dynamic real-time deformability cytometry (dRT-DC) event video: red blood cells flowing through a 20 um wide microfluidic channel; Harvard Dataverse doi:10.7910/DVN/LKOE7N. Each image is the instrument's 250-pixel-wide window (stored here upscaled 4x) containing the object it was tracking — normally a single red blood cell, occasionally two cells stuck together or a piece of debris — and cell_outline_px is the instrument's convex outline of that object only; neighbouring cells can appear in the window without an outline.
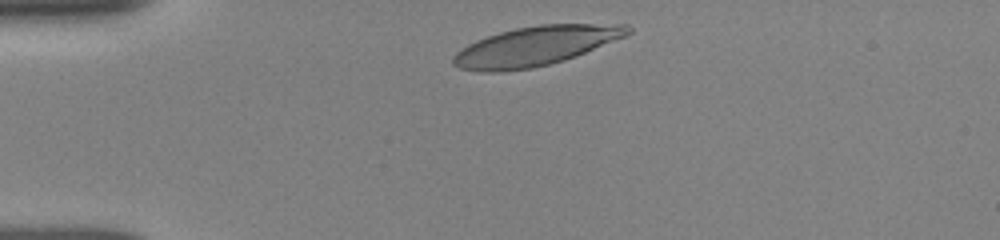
{"species": "human", "species_latin": "Homo sapiens", "temperature_condition": "room temperature", "stored_images_in_passage": 4, "camera_frame_rate_fps": 3000, "um_per_image_px": 0.085, "donor": {"sex": "female"}, "frame": {"image": 1, "passage_image": 1, "time_ms": 0.0, "image_size_px": [1000, 240], "cell_outline_px": [[632, 32], [624, 36], [576, 56], [564, 60], [532, 68], [500, 72], [480, 72], [460, 68], [452, 64], [452, 56], [460, 48], [476, 40], [500, 32], [516, 28], [540, 24], [628, 24], [632, 28]], "centroid_in_image_um": [45.48, 3.92], "position_along_channel_um": 39.5, "area_um2": 39.94}}
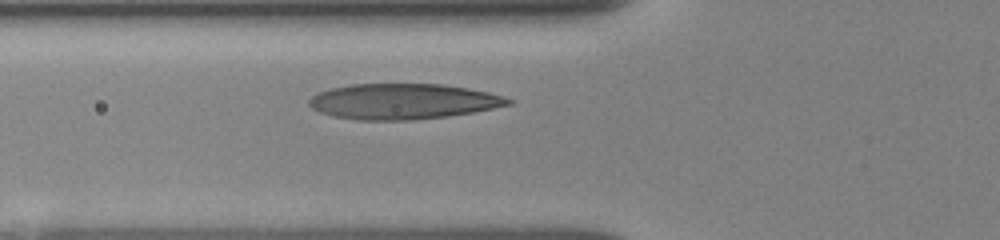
{"frame": {"image": 2, "passage_image": 4, "time_ms": 2.333, "image_size_px": [1000, 240], "cell_outline_px": [[516, 100], [512, 104], [472, 112], [448, 116], [412, 120], [356, 120], [332, 116], [320, 112], [312, 108], [308, 104], [308, 100], [312, 96], [320, 92], [332, 88], [352, 84], [440, 84], [468, 88], [488, 92]], "centroid_in_image_um": [34.25, 8.62], "position_along_channel_um": 91.5, "area_um2": 41.21}}